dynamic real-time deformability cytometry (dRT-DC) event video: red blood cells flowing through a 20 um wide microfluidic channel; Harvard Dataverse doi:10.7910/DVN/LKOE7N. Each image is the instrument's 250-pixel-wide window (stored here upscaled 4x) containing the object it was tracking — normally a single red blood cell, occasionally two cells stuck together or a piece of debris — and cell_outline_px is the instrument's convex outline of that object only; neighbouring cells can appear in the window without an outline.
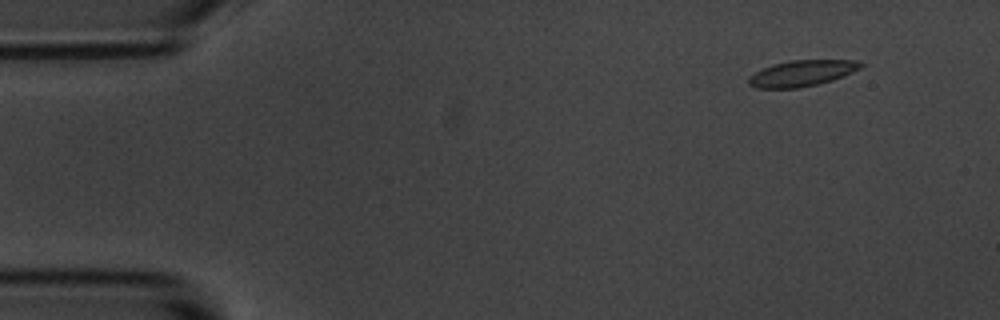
{"species": "common noctule bat (a hibernating species)", "species_latin": "Nyctalus noctula", "temperature_condition": "room temperature", "stored_images_in_passage": 5, "camera_frame_rate_fps": 3000, "um_per_image_px": 0.085, "animal": {"sex": "male", "body_mass_g": 20.1, "forearm_length_mm": 53.5}, "frame": {"image": 1, "passage_image": 2, "time_ms": 1.333, "image_size_px": [1000, 320], "cell_outline_px": [[864, 64], [860, 68], [852, 72], [832, 80], [816, 84], [796, 88], [756, 88], [748, 84], [748, 76], [772, 64], [788, 60], [856, 60]], "centroid_in_image_um": [68.13, 6.22], "position_along_channel_um": 16.9, "area_um2": 16.88}}
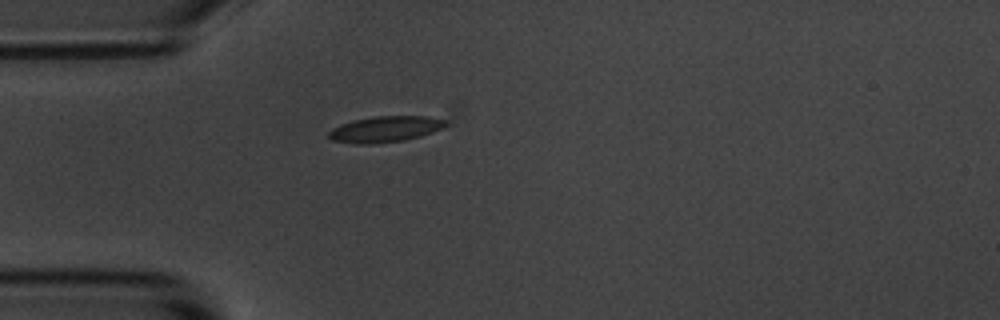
{"frame": {"image": 2, "passage_image": 5, "time_ms": 4.667, "image_size_px": [1000, 320], "cell_outline_px": [[448, 124], [432, 132], [420, 136], [404, 140], [372, 144], [356, 144], [332, 140], [328, 136], [328, 132], [332, 128], [340, 124], [352, 120], [372, 116], [428, 116], [444, 120]], "centroid_in_image_um": [32.69, 10.97], "position_along_channel_um": 52.3, "area_um2": 17.69}}